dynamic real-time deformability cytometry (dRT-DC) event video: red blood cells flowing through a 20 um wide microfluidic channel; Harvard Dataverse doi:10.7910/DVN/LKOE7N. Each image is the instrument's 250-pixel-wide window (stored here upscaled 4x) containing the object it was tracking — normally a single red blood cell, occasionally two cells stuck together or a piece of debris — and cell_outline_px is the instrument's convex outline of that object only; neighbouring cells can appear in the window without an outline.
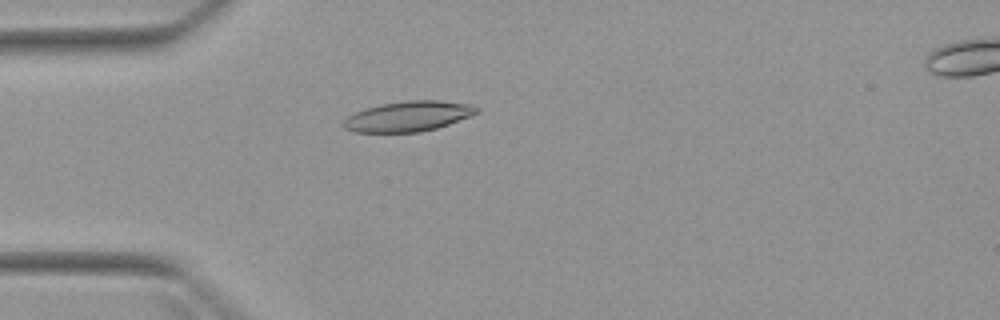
{"species": "Egyptian fruit bat (a non-hibernating species)", "species_latin": "Rousettus aegyptiacus", "temperature_condition": "warm", "stored_images_in_passage": 4, "camera_frame_rate_fps": 3000, "um_per_image_px": 0.085, "animal": {"sex": "female"}, "frame": {"image": 1, "passage_image": 4, "time_ms": 3.667, "image_size_px": [1000, 320], "cell_outline_px": [[480, 112], [472, 116], [436, 128], [420, 132], [352, 132], [344, 128], [344, 120], [348, 116], [356, 112], [380, 104], [408, 100], [440, 100], [468, 104], [480, 108]], "centroid_in_image_um": [34.74, 9.88], "position_along_channel_um": 50.3, "area_um2": 23.41}}